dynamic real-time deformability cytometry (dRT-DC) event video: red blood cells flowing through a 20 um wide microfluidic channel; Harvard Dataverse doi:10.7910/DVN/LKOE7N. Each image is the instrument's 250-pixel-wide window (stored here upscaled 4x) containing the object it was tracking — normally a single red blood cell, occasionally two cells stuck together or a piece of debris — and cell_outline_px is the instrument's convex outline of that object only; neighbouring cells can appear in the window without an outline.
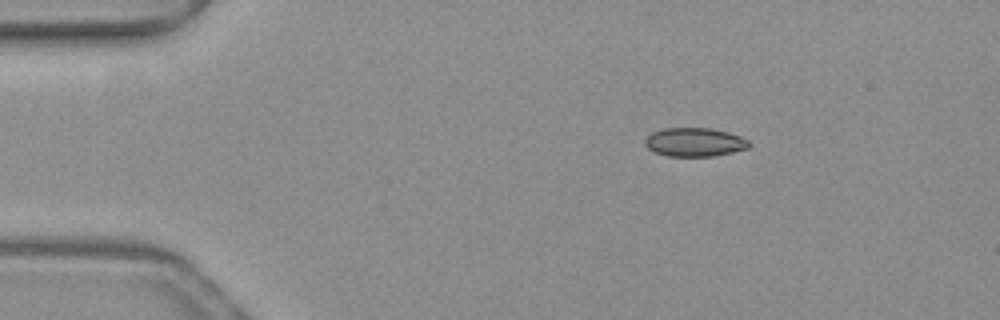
{"species": "common noctule bat (a hibernating species)", "species_latin": "Nyctalus noctula", "temperature_condition": "warm", "stored_images_in_passage": 7, "camera_frame_rate_fps": 3000, "um_per_image_px": 0.085, "animal": {"sex": "female", "body_mass_g": 19.3, "forearm_length_mm": 54.1}, "frame": {"image": 1, "passage_image": 1, "time_ms": 0.0, "image_size_px": [1000, 320], "cell_outline_px": [[752, 144], [748, 148], [732, 152], [712, 156], [668, 156], [656, 152], [648, 148], [644, 144], [644, 140], [652, 132], [664, 128], [708, 128], [728, 132], [740, 136], [748, 140]], "centroid_in_image_um": [59.05, 12.08], "position_along_channel_um": 26.0, "area_um2": 17.34}}